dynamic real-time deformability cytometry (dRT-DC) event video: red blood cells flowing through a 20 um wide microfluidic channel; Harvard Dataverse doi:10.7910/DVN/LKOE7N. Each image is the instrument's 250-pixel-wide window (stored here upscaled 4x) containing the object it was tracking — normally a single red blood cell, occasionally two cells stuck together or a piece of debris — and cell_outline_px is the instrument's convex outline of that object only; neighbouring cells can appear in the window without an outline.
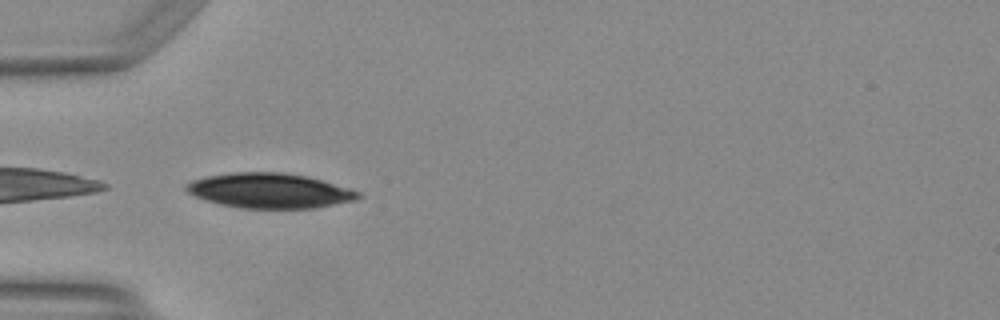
{"species": "Egyptian fruit bat (a non-hibernating species)", "species_latin": "Rousettus aegyptiacus", "temperature_condition": "warm", "stored_images_in_passage": 28, "camera_frame_rate_fps": 3000, "um_per_image_px": 0.085, "animal": {"sex": "female"}, "frame": {"image": 1, "passage_image": 1, "time_ms": 0.0, "image_size_px": [1000, 320], "cell_outline_px": [[360, 196], [356, 200], [312, 208], [240, 208], [220, 204], [196, 196], [188, 192], [184, 188], [184, 184], [192, 180], [208, 176], [232, 172], [284, 172], [308, 176], [352, 188], [360, 192]], "centroid_in_image_um": [22.94, 16.19], "position_along_channel_um": 62.1, "area_um2": 35.03}}
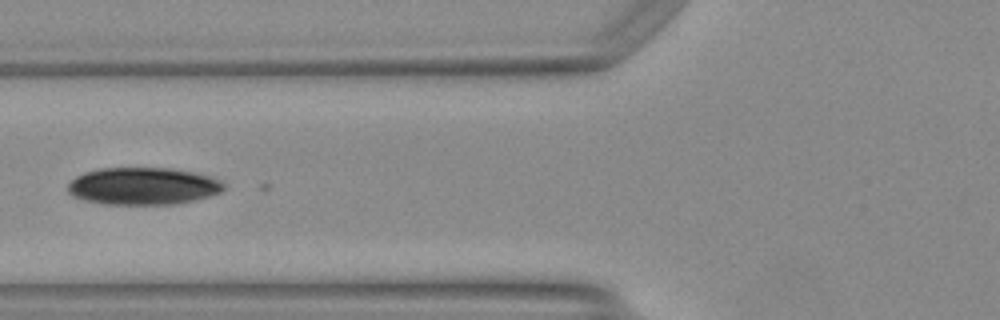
{"frame": {"image": 2, "passage_image": 5, "time_ms": 1.333, "image_size_px": [1000, 320], "cell_outline_px": [[224, 188], [220, 192], [208, 196], [176, 204], [104, 204], [84, 200], [72, 196], [68, 192], [68, 184], [76, 176], [84, 172], [100, 168], [172, 168], [192, 172], [208, 176], [224, 184]], "centroid_in_image_um": [12.1, 15.82], "position_along_channel_um": 113.7, "area_um2": 33.64}}